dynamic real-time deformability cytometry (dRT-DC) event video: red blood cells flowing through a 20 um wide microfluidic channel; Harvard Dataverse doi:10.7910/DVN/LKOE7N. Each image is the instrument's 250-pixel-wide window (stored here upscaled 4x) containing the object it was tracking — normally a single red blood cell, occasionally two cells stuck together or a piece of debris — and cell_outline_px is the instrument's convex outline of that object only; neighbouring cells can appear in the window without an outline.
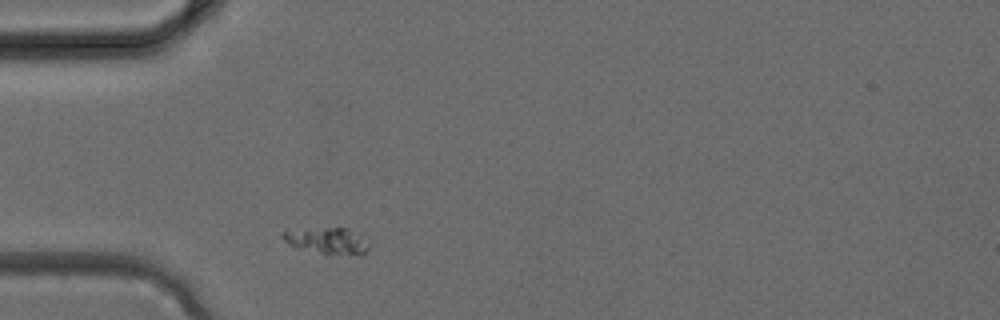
{"species": "common noctule bat (a hibernating species)", "species_latin": "Nyctalus noctula", "temperature_condition": "cold", "stored_images_in_passage": 1, "camera_frame_rate_fps": 3000, "um_per_image_px": 0.085, "animal": {"sex": "female", "body_mass_g": 24.6, "forearm_length_mm": 56.2}, "frame": {"image": 1, "passage_image": 1, "time_ms": 0.0, "image_size_px": [1000, 320], "cell_outline_px": [[368, 248], [360, 256], [324, 256], [296, 248], [288, 244], [280, 236], [280, 232], [284, 228], [348, 228], [368, 236]], "centroid_in_image_um": [27.79, 20.48], "position_along_channel_um": 57.2, "area_um2": 14.62}}